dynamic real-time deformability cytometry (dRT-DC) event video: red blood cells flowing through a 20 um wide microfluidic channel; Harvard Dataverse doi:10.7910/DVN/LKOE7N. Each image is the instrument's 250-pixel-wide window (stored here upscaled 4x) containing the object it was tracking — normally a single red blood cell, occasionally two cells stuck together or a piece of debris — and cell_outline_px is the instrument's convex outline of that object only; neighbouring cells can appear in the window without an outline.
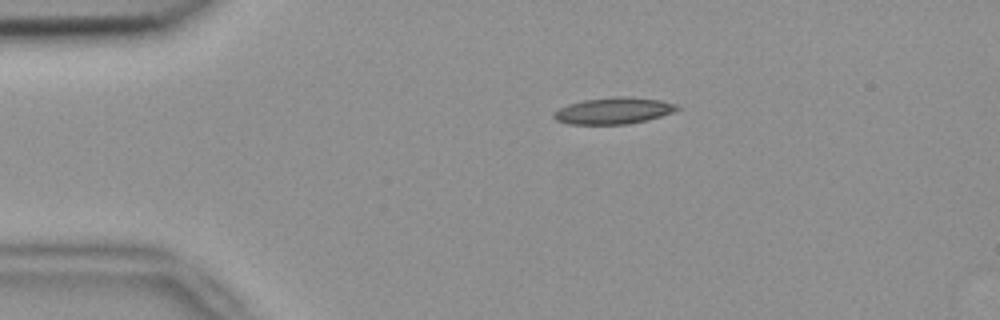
{"species": "common noctule bat (a hibernating species)", "species_latin": "Nyctalus noctula", "temperature_condition": "room temperature", "stored_images_in_passage": 44, "camera_frame_rate_fps": 3000, "um_per_image_px": 0.085, "animal": {"sex": "female", "body_mass_g": 18.4}, "frame": {"image": 1, "passage_image": 2, "time_ms": 0.333, "image_size_px": [1000, 320], "cell_outline_px": [[680, 108], [672, 112], [648, 120], [628, 124], [568, 124], [556, 120], [552, 116], [552, 112], [568, 104], [584, 100], [616, 96], [628, 96], [660, 100], [680, 104]], "centroid_in_image_um": [52.16, 9.41], "position_along_channel_um": 32.8, "area_um2": 19.19}}
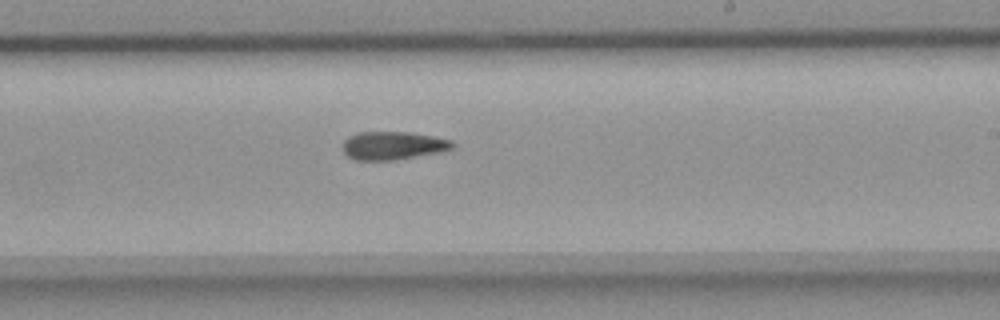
{"frame": {"image": 2, "passage_image": 23, "time_ms": 7.333, "image_size_px": [1000, 320], "cell_outline_px": [[456, 144], [452, 148], [436, 152], [396, 160], [356, 160], [348, 156], [340, 148], [340, 144], [348, 136], [356, 132], [412, 132], [452, 140]], "centroid_in_image_um": [33.33, 12.36], "position_along_channel_um": 255.7, "area_um2": 18.15}}
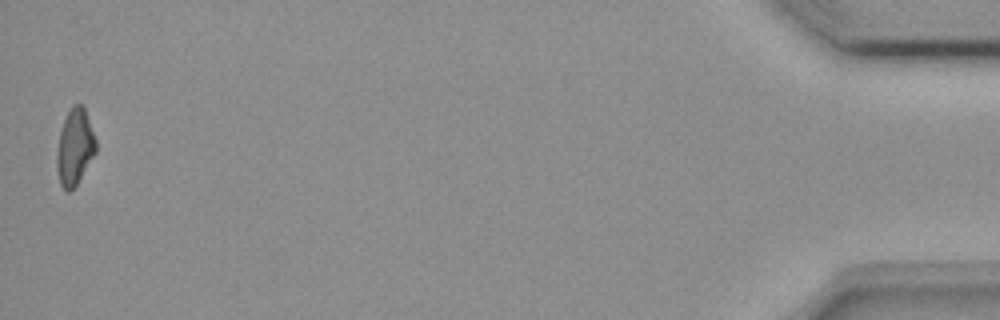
{"frame": {"image": 3, "passage_image": 44, "time_ms": 14.333, "image_size_px": [1000, 320], "cell_outline_px": [[96, 152], [76, 184], [68, 192], [60, 184], [56, 168], [56, 152], [60, 132], [64, 120], [72, 104], [80, 104], [84, 108], [96, 140]], "centroid_in_image_um": [6.34, 12.5], "position_along_channel_um": 428.9, "area_um2": 17.05}}